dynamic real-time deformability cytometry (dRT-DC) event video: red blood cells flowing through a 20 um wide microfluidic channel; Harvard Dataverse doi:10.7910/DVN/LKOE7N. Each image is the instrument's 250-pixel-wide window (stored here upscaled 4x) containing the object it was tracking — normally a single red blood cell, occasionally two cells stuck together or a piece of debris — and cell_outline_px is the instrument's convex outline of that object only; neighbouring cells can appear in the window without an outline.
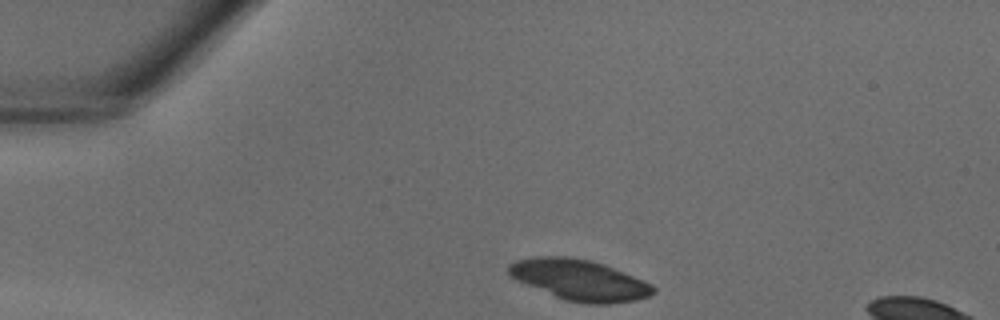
{"species": "common noctule bat (a hibernating species)", "species_latin": "Nyctalus noctula", "temperature_condition": "warm", "stored_images_in_passage": 32, "camera_frame_rate_fps": 3000, "um_per_image_px": 0.085, "animal": {"sex": "male", "body_mass_g": 18.8}, "frame": {"image": 1, "passage_image": 1, "time_ms": 0.0, "image_size_px": [1000, 320], "cell_outline_px": [[656, 292], [648, 296], [636, 300], [608, 304], [588, 304], [564, 300], [516, 280], [508, 272], [508, 264], [516, 260], [540, 256], [564, 256], [592, 260], [604, 264], [644, 280], [652, 284], [656, 288]], "centroid_in_image_um": [49.28, 23.8], "position_along_channel_um": 35.7, "area_um2": 34.39}}